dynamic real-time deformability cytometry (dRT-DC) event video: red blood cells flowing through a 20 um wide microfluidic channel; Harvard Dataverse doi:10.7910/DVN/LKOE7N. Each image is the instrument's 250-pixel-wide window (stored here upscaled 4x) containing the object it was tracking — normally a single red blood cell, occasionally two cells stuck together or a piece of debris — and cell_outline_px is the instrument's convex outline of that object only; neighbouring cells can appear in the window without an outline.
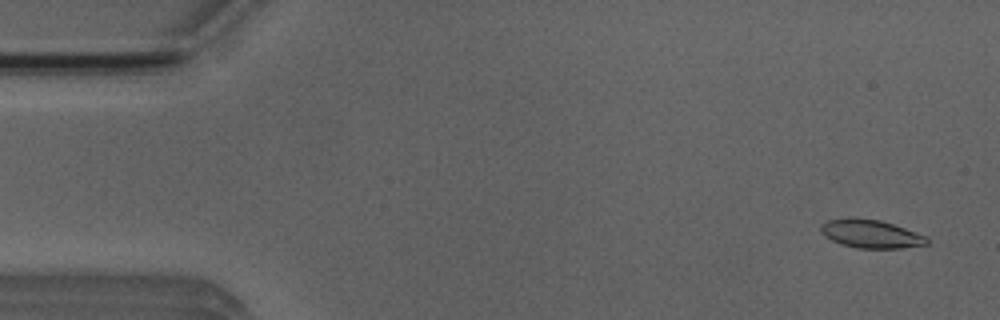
{"species": "Egyptian fruit bat (a non-hibernating species)", "species_latin": "Rousettus aegyptiacus", "temperature_condition": "room temperature", "stored_images_in_passage": 53, "camera_frame_rate_fps": 3000, "um_per_image_px": 0.085, "animal": {"sex": "male"}, "frame": {"image": 1, "passage_image": 3, "time_ms": 0.667, "image_size_px": [1000, 320], "cell_outline_px": [[928, 244], [900, 248], [856, 248], [840, 244], [824, 236], [820, 232], [820, 224], [828, 220], [880, 220], [928, 236]], "centroid_in_image_um": [74.04, 19.92], "position_along_channel_um": 11.0, "area_um2": 16.99}}
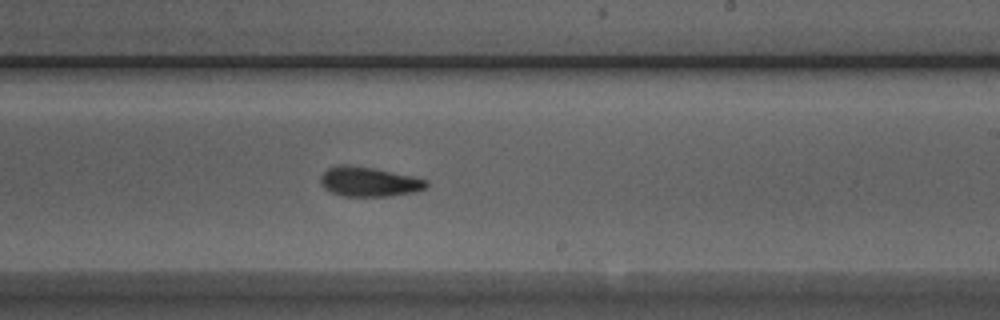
{"frame": {"image": 2, "passage_image": 31, "time_ms": 10.0, "image_size_px": [1000, 320], "cell_outline_px": [[428, 184], [424, 188], [412, 192], [392, 196], [344, 196], [332, 192], [324, 188], [320, 184], [320, 176], [328, 168], [340, 164], [348, 164], [372, 168], [412, 176], [428, 180]], "centroid_in_image_um": [31.32, 15.44], "position_along_channel_um": 257.7, "area_um2": 18.15}}
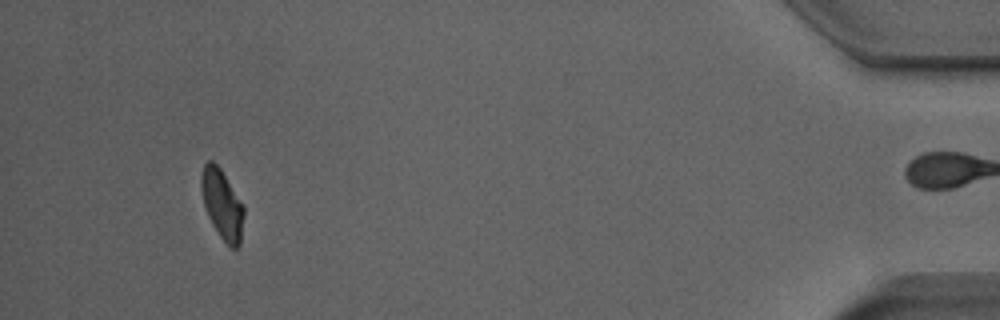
{"frame": {"image": 3, "passage_image": 49, "time_ms": 16.0, "image_size_px": [1000, 320], "cell_outline_px": [[244, 216], [240, 244], [236, 248], [228, 248], [212, 224], [208, 216], [204, 204], [200, 188], [200, 176], [204, 164], [208, 160], [212, 160], [220, 168], [244, 204]], "centroid_in_image_um": [18.88, 17.37], "position_along_channel_um": 416.3, "area_um2": 17.51}, "authors_computed_cell_mechanics": {"area_um2": 18.0336, "velocity_mm_per_s": 3.9229, "shape_relaxation_time_tau1_ms": 5.909, "shape_relaxation_time_tau2_ms": 3.073, "deformation_change_tau1": 0.1734, "deformation_change_tau2": 0.1043}}